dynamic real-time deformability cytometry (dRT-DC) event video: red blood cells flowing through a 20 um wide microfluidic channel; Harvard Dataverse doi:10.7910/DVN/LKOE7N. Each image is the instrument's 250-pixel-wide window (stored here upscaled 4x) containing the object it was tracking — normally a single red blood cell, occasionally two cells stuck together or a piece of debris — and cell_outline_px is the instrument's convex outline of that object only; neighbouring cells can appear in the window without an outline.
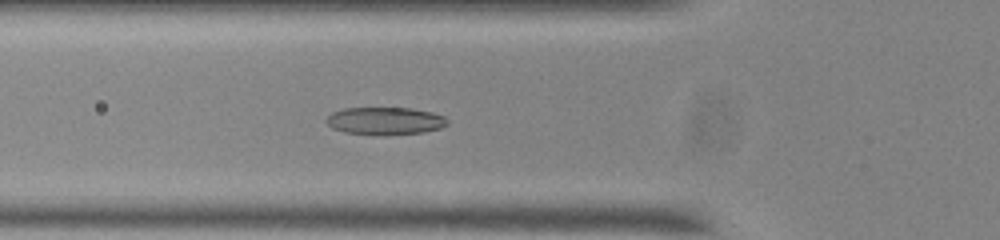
{"species": "common noctule bat (a hibernating species)", "species_latin": "Nyctalus noctula", "temperature_condition": "room temperature", "stored_images_in_passage": 51, "camera_frame_rate_fps": 3000, "um_per_image_px": 0.085, "animal": {"sex": "male", "body_mass_g": 20.0, "forearm_length_mm": 53.3}, "frame": {"image": 1, "passage_image": 15, "time_ms": 4.667, "image_size_px": [1000, 240], "cell_outline_px": [[448, 124], [440, 128], [424, 132], [384, 136], [344, 132], [332, 128], [324, 120], [332, 112], [344, 108], [412, 108], [432, 112], [444, 116], [448, 120]], "centroid_in_image_um": [32.73, 10.28], "position_along_channel_um": 93.1, "area_um2": 19.71}}
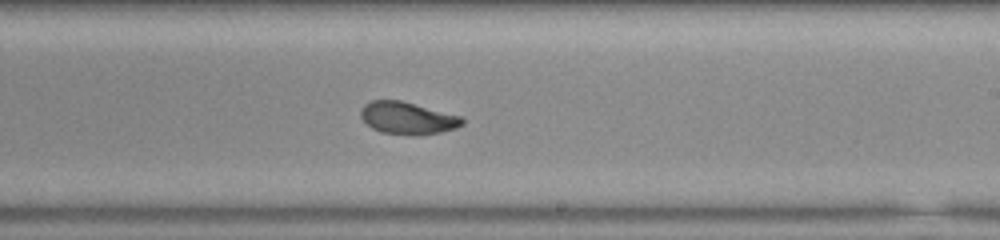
{"frame": {"image": 2, "passage_image": 28, "time_ms": 9.0, "image_size_px": [1000, 240], "cell_outline_px": [[464, 124], [456, 128], [440, 132], [416, 136], [412, 136], [380, 132], [372, 128], [360, 116], [360, 108], [364, 104], [372, 100], [400, 100], [460, 116], [464, 120]], "centroid_in_image_um": [34.62, 10.05], "position_along_channel_um": 254.4, "area_um2": 19.13}}
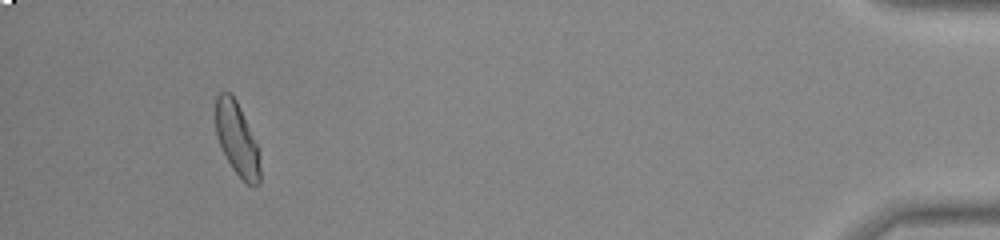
{"frame": {"image": 3, "passage_image": 47, "time_ms": 15.333, "image_size_px": [1000, 240], "cell_outline_px": [[260, 184], [256, 188], [248, 184], [232, 168], [220, 144], [216, 132], [216, 96], [220, 92], [232, 92], [260, 148]], "centroid_in_image_um": [20.19, 11.83], "position_along_channel_um": 415.0, "area_um2": 19.02}, "authors_computed_cell_mechanics": {"area_um2": 19.363, "velocity_mm_per_s": 3.7261, "shape_relaxation_time_tau1_ms": 3.3167, "shape_relaxation_time_tau2_ms": 1.6809, "deformation_change_tau1": 0.1205, "deformation_change_tau2": 0.0713}}